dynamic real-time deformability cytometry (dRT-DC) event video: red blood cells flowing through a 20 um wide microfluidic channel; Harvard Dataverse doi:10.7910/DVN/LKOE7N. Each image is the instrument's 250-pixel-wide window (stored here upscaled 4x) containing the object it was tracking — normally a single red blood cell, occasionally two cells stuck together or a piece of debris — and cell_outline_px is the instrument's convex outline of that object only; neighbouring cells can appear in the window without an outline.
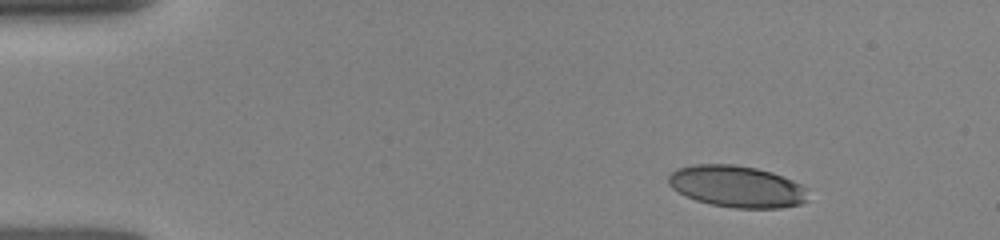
{"species": "human", "species_latin": "Homo sapiens", "temperature_condition": "room temperature", "stored_images_in_passage": 6, "camera_frame_rate_fps": 3000, "um_per_image_px": 0.085, "donor": {"sex": "female"}, "frame": {"image": 1, "passage_image": 1, "time_ms": 0.0, "image_size_px": [1000, 240], "cell_outline_px": [[808, 200], [800, 204], [780, 208], [736, 208], [712, 204], [696, 200], [672, 188], [668, 184], [668, 176], [676, 168], [692, 164], [736, 164], [756, 168], [772, 172], [792, 180], [800, 184], [804, 188]], "centroid_in_image_um": [62.61, 15.84], "position_along_channel_um": 22.4, "area_um2": 33.81}}
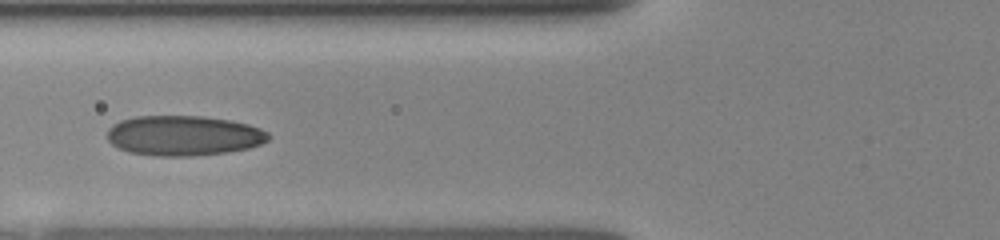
{"frame": {"image": 2, "passage_image": 5, "time_ms": 4.333, "image_size_px": [1000, 240], "cell_outline_px": [[272, 136], [268, 140], [260, 144], [248, 148], [228, 152], [192, 156], [152, 156], [128, 152], [112, 144], [108, 140], [108, 128], [112, 124], [120, 120], [136, 116], [204, 116], [228, 120], [248, 124], [260, 128], [268, 132]], "centroid_in_image_um": [15.6, 11.53], "position_along_channel_um": 110.2, "area_um2": 37.86}}
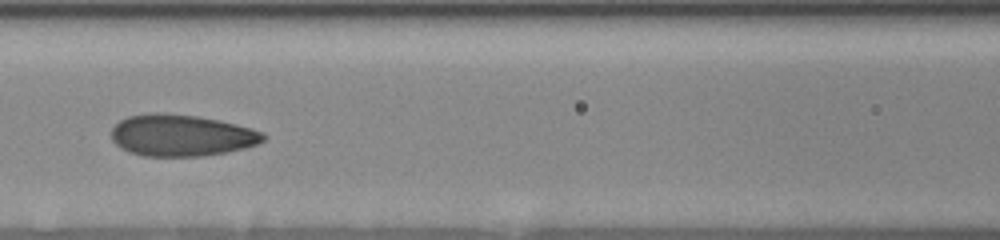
{"frame": {"image": 3, "passage_image": 6, "time_ms": 5.333, "image_size_px": [1000, 240], "cell_outline_px": [[268, 136], [264, 140], [256, 144], [244, 148], [228, 152], [200, 156], [144, 156], [128, 152], [120, 148], [112, 140], [112, 128], [120, 120], [128, 116], [152, 112], [196, 116], [236, 124], [252, 128], [264, 132]], "centroid_in_image_um": [15.42, 11.51], "position_along_channel_um": 151.2, "area_um2": 36.88}}